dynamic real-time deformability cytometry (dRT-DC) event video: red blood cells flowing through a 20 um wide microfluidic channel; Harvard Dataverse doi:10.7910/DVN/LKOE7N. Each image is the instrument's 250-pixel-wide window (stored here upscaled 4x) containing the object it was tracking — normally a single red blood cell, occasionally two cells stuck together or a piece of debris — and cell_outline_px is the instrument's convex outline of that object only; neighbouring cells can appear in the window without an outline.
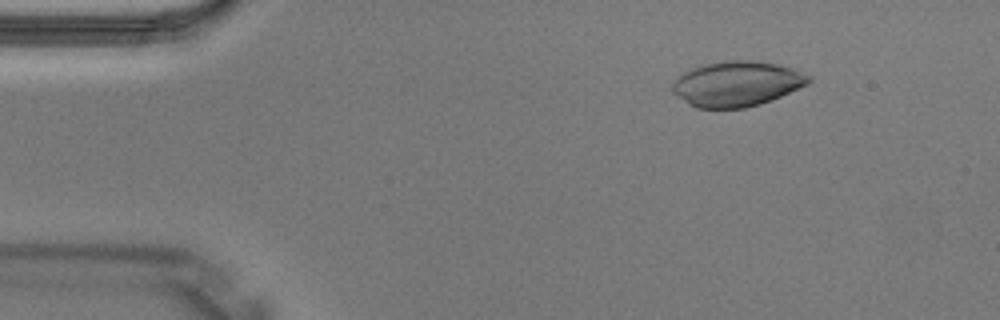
{"species": "Egyptian fruit bat (a non-hibernating species)", "species_latin": "Rousettus aegyptiacus", "temperature_condition": "warm", "stored_images_in_passage": 3, "camera_frame_rate_fps": 3000, "um_per_image_px": 0.085, "animal": {"sex": "male"}, "frame": {"image": 1, "passage_image": 1, "time_ms": 0.0, "image_size_px": [1000, 320], "cell_outline_px": [[812, 80], [808, 84], [780, 96], [760, 104], [744, 108], [696, 108], [688, 104], [672, 92], [672, 84], [684, 72], [692, 68], [704, 64], [728, 60], [752, 60], [776, 64], [792, 68], [812, 76]], "centroid_in_image_um": [62.64, 7.12], "position_along_channel_um": 22.4, "area_um2": 35.72}}